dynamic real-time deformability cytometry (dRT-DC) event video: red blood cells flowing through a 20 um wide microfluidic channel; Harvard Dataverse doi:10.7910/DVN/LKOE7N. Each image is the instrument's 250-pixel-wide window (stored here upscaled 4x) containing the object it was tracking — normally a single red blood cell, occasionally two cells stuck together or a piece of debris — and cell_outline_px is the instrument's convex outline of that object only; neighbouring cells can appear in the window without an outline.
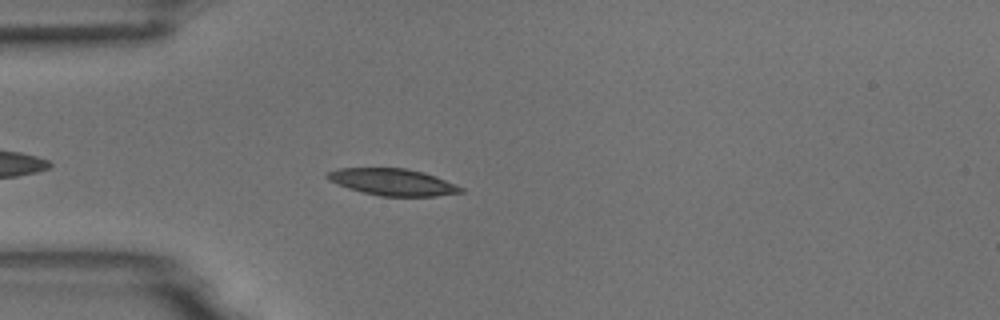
{"species": "common noctule bat (a hibernating species)", "species_latin": "Nyctalus noctula", "temperature_condition": "room temperature", "stored_images_in_passage": 4, "camera_frame_rate_fps": 3000, "um_per_image_px": 0.085, "animal": {"sex": "male", "body_mass_g": 18.8}, "frame": {"image": 1, "passage_image": 4, "time_ms": 1.0, "image_size_px": [1000, 320], "cell_outline_px": [[464, 192], [436, 196], [380, 196], [348, 188], [328, 180], [324, 176], [328, 172], [340, 168], [404, 168], [424, 172], [436, 176], [464, 188]], "centroid_in_image_um": [33.39, 15.47], "position_along_channel_um": 51.6, "area_um2": 20.75}}